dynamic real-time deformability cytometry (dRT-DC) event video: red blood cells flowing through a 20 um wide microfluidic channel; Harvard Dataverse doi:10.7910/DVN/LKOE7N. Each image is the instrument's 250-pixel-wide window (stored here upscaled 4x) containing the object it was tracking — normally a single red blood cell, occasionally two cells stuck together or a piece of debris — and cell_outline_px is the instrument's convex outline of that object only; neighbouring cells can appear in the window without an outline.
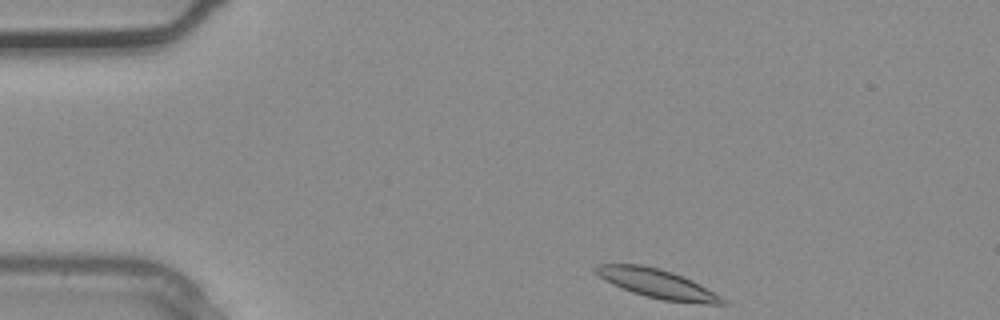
{"species": "common noctule bat (a hibernating species)", "species_latin": "Nyctalus noctula", "temperature_condition": "warm", "stored_images_in_passage": 1, "camera_frame_rate_fps": 3000, "um_per_image_px": 0.085, "animal": {"sex": "male", "body_mass_g": 20.4}, "frame": {"image": 1, "passage_image": 1, "time_ms": 0.0, "image_size_px": [1000, 320], "cell_outline_px": [[728, 304], [704, 304], [664, 300], [632, 292], [612, 284], [604, 280], [592, 268], [596, 264], [640, 264], [660, 268], [672, 272], [692, 280], [720, 296]], "centroid_in_image_um": [55.83, 24.1], "position_along_channel_um": 29.2, "area_um2": 21.15}}